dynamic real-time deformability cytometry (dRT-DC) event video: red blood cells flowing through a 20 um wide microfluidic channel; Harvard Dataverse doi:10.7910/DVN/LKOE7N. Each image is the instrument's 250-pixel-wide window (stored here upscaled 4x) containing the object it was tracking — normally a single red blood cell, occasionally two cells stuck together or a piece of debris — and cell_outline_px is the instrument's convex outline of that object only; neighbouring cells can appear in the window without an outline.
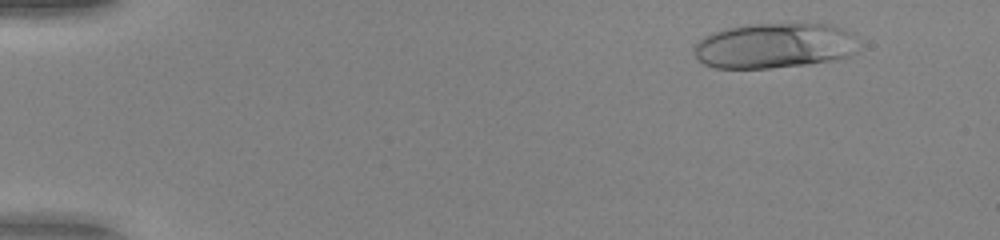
{"species": "human", "species_latin": "Homo sapiens", "temperature_condition": "warm", "stored_images_in_passage": 49, "camera_frame_rate_fps": 3000, "um_per_image_px": 0.085, "donor": {"sex": "female"}, "frame": {"image": 1, "passage_image": 6, "time_ms": 1.667, "image_size_px": [1000, 240], "cell_outline_px": [[856, 52], [848, 56], [836, 60], [808, 64], [768, 68], [716, 68], [704, 64], [696, 60], [696, 44], [704, 36], [712, 32], [724, 28], [748, 24], [828, 24], [844, 28], [852, 32]], "centroid_in_image_um": [65.82, 3.88], "position_along_channel_um": 19.2, "area_um2": 43.41}}
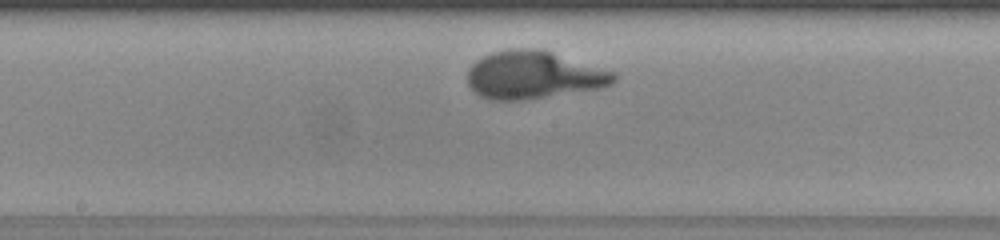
{"frame": {"image": 2, "passage_image": 33, "time_ms": 10.667, "image_size_px": [1000, 240], "cell_outline_px": [[616, 80], [612, 84], [600, 88], [528, 100], [488, 100], [480, 96], [468, 84], [468, 68], [476, 60], [492, 52], [516, 48], [544, 48], [616, 72]], "centroid_in_image_um": [45.39, 6.36], "position_along_channel_um": 202.8, "area_um2": 41.33}}
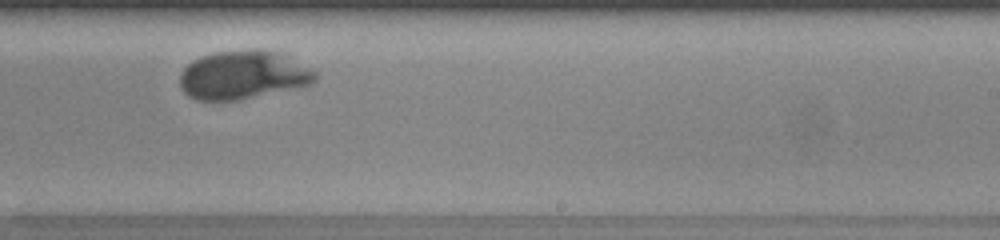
{"frame": {"image": 3, "passage_image": 39, "time_ms": 12.667, "image_size_px": [1000, 240], "cell_outline_px": [[316, 80], [308, 84], [240, 100], [196, 100], [188, 96], [180, 88], [180, 72], [192, 60], [216, 52], [256, 48], [260, 48], [280, 52], [316, 72]], "centroid_in_image_um": [20.61, 6.36], "position_along_channel_um": 268.4, "area_um2": 38.09}, "authors_computed_cell_mechanics": {"area_um2": 40.1132, "velocity_mm_per_s": 3.2575, "shape_relaxation_time_tau1_ms": 3.2357, "shape_relaxation_time_tau2_ms": null, "deformation_change_tau1": 0.2341, "deformation_change_tau2": null}}